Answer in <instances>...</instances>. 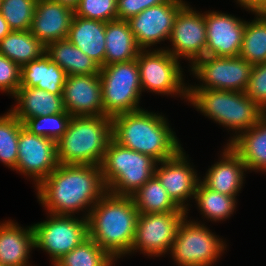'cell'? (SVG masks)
<instances>
[{"instance_id":"16","label":"cell","mask_w":266,"mask_h":266,"mask_svg":"<svg viewBox=\"0 0 266 266\" xmlns=\"http://www.w3.org/2000/svg\"><path fill=\"white\" fill-rule=\"evenodd\" d=\"M182 148L170 159L157 162L155 176L166 189L173 202L182 210L188 211V199H194L198 183L201 181L196 169ZM158 165H161L158 167Z\"/></svg>"},{"instance_id":"8","label":"cell","mask_w":266,"mask_h":266,"mask_svg":"<svg viewBox=\"0 0 266 266\" xmlns=\"http://www.w3.org/2000/svg\"><path fill=\"white\" fill-rule=\"evenodd\" d=\"M187 217L180 224L169 253L178 266H212L227 245L205 224Z\"/></svg>"},{"instance_id":"3","label":"cell","mask_w":266,"mask_h":266,"mask_svg":"<svg viewBox=\"0 0 266 266\" xmlns=\"http://www.w3.org/2000/svg\"><path fill=\"white\" fill-rule=\"evenodd\" d=\"M138 216L131 196L107 192L89 213L88 236L113 259L118 260L131 250Z\"/></svg>"},{"instance_id":"37","label":"cell","mask_w":266,"mask_h":266,"mask_svg":"<svg viewBox=\"0 0 266 266\" xmlns=\"http://www.w3.org/2000/svg\"><path fill=\"white\" fill-rule=\"evenodd\" d=\"M245 93L266 111V62L253 65Z\"/></svg>"},{"instance_id":"9","label":"cell","mask_w":266,"mask_h":266,"mask_svg":"<svg viewBox=\"0 0 266 266\" xmlns=\"http://www.w3.org/2000/svg\"><path fill=\"white\" fill-rule=\"evenodd\" d=\"M143 91L188 99L180 62L164 48L141 50L136 58Z\"/></svg>"},{"instance_id":"36","label":"cell","mask_w":266,"mask_h":266,"mask_svg":"<svg viewBox=\"0 0 266 266\" xmlns=\"http://www.w3.org/2000/svg\"><path fill=\"white\" fill-rule=\"evenodd\" d=\"M117 0H79L74 15L107 23L117 19Z\"/></svg>"},{"instance_id":"10","label":"cell","mask_w":266,"mask_h":266,"mask_svg":"<svg viewBox=\"0 0 266 266\" xmlns=\"http://www.w3.org/2000/svg\"><path fill=\"white\" fill-rule=\"evenodd\" d=\"M49 215L32 228L35 248L45 251L54 265L88 237V220L84 216Z\"/></svg>"},{"instance_id":"22","label":"cell","mask_w":266,"mask_h":266,"mask_svg":"<svg viewBox=\"0 0 266 266\" xmlns=\"http://www.w3.org/2000/svg\"><path fill=\"white\" fill-rule=\"evenodd\" d=\"M16 104L9 110L24 124L28 119L65 111L63 94H53L36 87L20 86L13 95Z\"/></svg>"},{"instance_id":"32","label":"cell","mask_w":266,"mask_h":266,"mask_svg":"<svg viewBox=\"0 0 266 266\" xmlns=\"http://www.w3.org/2000/svg\"><path fill=\"white\" fill-rule=\"evenodd\" d=\"M114 261L116 260L88 236L53 266H115Z\"/></svg>"},{"instance_id":"35","label":"cell","mask_w":266,"mask_h":266,"mask_svg":"<svg viewBox=\"0 0 266 266\" xmlns=\"http://www.w3.org/2000/svg\"><path fill=\"white\" fill-rule=\"evenodd\" d=\"M71 117L65 110L62 113L30 118L23 125L32 134L57 142L64 135Z\"/></svg>"},{"instance_id":"39","label":"cell","mask_w":266,"mask_h":266,"mask_svg":"<svg viewBox=\"0 0 266 266\" xmlns=\"http://www.w3.org/2000/svg\"><path fill=\"white\" fill-rule=\"evenodd\" d=\"M168 0H117V19L128 20L143 10L160 5Z\"/></svg>"},{"instance_id":"23","label":"cell","mask_w":266,"mask_h":266,"mask_svg":"<svg viewBox=\"0 0 266 266\" xmlns=\"http://www.w3.org/2000/svg\"><path fill=\"white\" fill-rule=\"evenodd\" d=\"M67 39L101 67L105 57V22L73 15Z\"/></svg>"},{"instance_id":"28","label":"cell","mask_w":266,"mask_h":266,"mask_svg":"<svg viewBox=\"0 0 266 266\" xmlns=\"http://www.w3.org/2000/svg\"><path fill=\"white\" fill-rule=\"evenodd\" d=\"M43 45L29 30L11 31L0 41V53L20 68L45 54Z\"/></svg>"},{"instance_id":"14","label":"cell","mask_w":266,"mask_h":266,"mask_svg":"<svg viewBox=\"0 0 266 266\" xmlns=\"http://www.w3.org/2000/svg\"><path fill=\"white\" fill-rule=\"evenodd\" d=\"M58 165L56 141L32 134L23 126L19 134L16 172L32 178L37 187Z\"/></svg>"},{"instance_id":"29","label":"cell","mask_w":266,"mask_h":266,"mask_svg":"<svg viewBox=\"0 0 266 266\" xmlns=\"http://www.w3.org/2000/svg\"><path fill=\"white\" fill-rule=\"evenodd\" d=\"M131 197L139 213L152 214L184 211L173 202L155 175Z\"/></svg>"},{"instance_id":"6","label":"cell","mask_w":266,"mask_h":266,"mask_svg":"<svg viewBox=\"0 0 266 266\" xmlns=\"http://www.w3.org/2000/svg\"><path fill=\"white\" fill-rule=\"evenodd\" d=\"M157 161L110 141L100 164L107 192L117 196H131L155 175Z\"/></svg>"},{"instance_id":"4","label":"cell","mask_w":266,"mask_h":266,"mask_svg":"<svg viewBox=\"0 0 266 266\" xmlns=\"http://www.w3.org/2000/svg\"><path fill=\"white\" fill-rule=\"evenodd\" d=\"M112 139V117H71L64 135L56 142L58 163L100 166Z\"/></svg>"},{"instance_id":"27","label":"cell","mask_w":266,"mask_h":266,"mask_svg":"<svg viewBox=\"0 0 266 266\" xmlns=\"http://www.w3.org/2000/svg\"><path fill=\"white\" fill-rule=\"evenodd\" d=\"M45 53L66 72L67 76L100 73L101 66L67 38L49 43Z\"/></svg>"},{"instance_id":"15","label":"cell","mask_w":266,"mask_h":266,"mask_svg":"<svg viewBox=\"0 0 266 266\" xmlns=\"http://www.w3.org/2000/svg\"><path fill=\"white\" fill-rule=\"evenodd\" d=\"M185 4L183 0H168L127 20L141 50H149L150 46L169 40L175 17Z\"/></svg>"},{"instance_id":"18","label":"cell","mask_w":266,"mask_h":266,"mask_svg":"<svg viewBox=\"0 0 266 266\" xmlns=\"http://www.w3.org/2000/svg\"><path fill=\"white\" fill-rule=\"evenodd\" d=\"M63 104L72 116H103L102 88L99 74L67 76Z\"/></svg>"},{"instance_id":"19","label":"cell","mask_w":266,"mask_h":266,"mask_svg":"<svg viewBox=\"0 0 266 266\" xmlns=\"http://www.w3.org/2000/svg\"><path fill=\"white\" fill-rule=\"evenodd\" d=\"M74 10L53 0H37L30 32L45 46L66 39Z\"/></svg>"},{"instance_id":"11","label":"cell","mask_w":266,"mask_h":266,"mask_svg":"<svg viewBox=\"0 0 266 266\" xmlns=\"http://www.w3.org/2000/svg\"><path fill=\"white\" fill-rule=\"evenodd\" d=\"M253 65L240 56L205 55L191 66L192 75L202 84L188 85V89H215L245 92Z\"/></svg>"},{"instance_id":"34","label":"cell","mask_w":266,"mask_h":266,"mask_svg":"<svg viewBox=\"0 0 266 266\" xmlns=\"http://www.w3.org/2000/svg\"><path fill=\"white\" fill-rule=\"evenodd\" d=\"M37 0H2L0 13L12 31L30 30Z\"/></svg>"},{"instance_id":"5","label":"cell","mask_w":266,"mask_h":266,"mask_svg":"<svg viewBox=\"0 0 266 266\" xmlns=\"http://www.w3.org/2000/svg\"><path fill=\"white\" fill-rule=\"evenodd\" d=\"M197 111L234 133L227 145L240 133L250 129L265 115L264 111L245 92L188 89V99Z\"/></svg>"},{"instance_id":"24","label":"cell","mask_w":266,"mask_h":266,"mask_svg":"<svg viewBox=\"0 0 266 266\" xmlns=\"http://www.w3.org/2000/svg\"><path fill=\"white\" fill-rule=\"evenodd\" d=\"M242 159L247 170L266 172V115L229 144Z\"/></svg>"},{"instance_id":"33","label":"cell","mask_w":266,"mask_h":266,"mask_svg":"<svg viewBox=\"0 0 266 266\" xmlns=\"http://www.w3.org/2000/svg\"><path fill=\"white\" fill-rule=\"evenodd\" d=\"M24 125L10 111L0 116V162L16 170L18 141Z\"/></svg>"},{"instance_id":"30","label":"cell","mask_w":266,"mask_h":266,"mask_svg":"<svg viewBox=\"0 0 266 266\" xmlns=\"http://www.w3.org/2000/svg\"><path fill=\"white\" fill-rule=\"evenodd\" d=\"M256 18L246 21L239 56L252 65L266 62V14L256 12Z\"/></svg>"},{"instance_id":"26","label":"cell","mask_w":266,"mask_h":266,"mask_svg":"<svg viewBox=\"0 0 266 266\" xmlns=\"http://www.w3.org/2000/svg\"><path fill=\"white\" fill-rule=\"evenodd\" d=\"M105 43L104 65L134 60L141 51L127 20L105 23Z\"/></svg>"},{"instance_id":"2","label":"cell","mask_w":266,"mask_h":266,"mask_svg":"<svg viewBox=\"0 0 266 266\" xmlns=\"http://www.w3.org/2000/svg\"><path fill=\"white\" fill-rule=\"evenodd\" d=\"M166 119L143 108L117 114L112 117L113 140L157 162L170 159L183 147Z\"/></svg>"},{"instance_id":"21","label":"cell","mask_w":266,"mask_h":266,"mask_svg":"<svg viewBox=\"0 0 266 266\" xmlns=\"http://www.w3.org/2000/svg\"><path fill=\"white\" fill-rule=\"evenodd\" d=\"M32 248H35L32 225L24 228L11 220L0 224L1 265L30 266L28 259Z\"/></svg>"},{"instance_id":"40","label":"cell","mask_w":266,"mask_h":266,"mask_svg":"<svg viewBox=\"0 0 266 266\" xmlns=\"http://www.w3.org/2000/svg\"><path fill=\"white\" fill-rule=\"evenodd\" d=\"M236 2L249 12H263L266 9V0H236Z\"/></svg>"},{"instance_id":"13","label":"cell","mask_w":266,"mask_h":266,"mask_svg":"<svg viewBox=\"0 0 266 266\" xmlns=\"http://www.w3.org/2000/svg\"><path fill=\"white\" fill-rule=\"evenodd\" d=\"M186 3L177 13L169 41L172 48H166L178 60L187 58L192 65L205 56L207 46L205 12L193 10Z\"/></svg>"},{"instance_id":"20","label":"cell","mask_w":266,"mask_h":266,"mask_svg":"<svg viewBox=\"0 0 266 266\" xmlns=\"http://www.w3.org/2000/svg\"><path fill=\"white\" fill-rule=\"evenodd\" d=\"M219 162L214 163L201 182L210 190L236 197L243 187L244 172L248 171L242 159L231 149L224 146ZM203 180V181H202Z\"/></svg>"},{"instance_id":"1","label":"cell","mask_w":266,"mask_h":266,"mask_svg":"<svg viewBox=\"0 0 266 266\" xmlns=\"http://www.w3.org/2000/svg\"><path fill=\"white\" fill-rule=\"evenodd\" d=\"M35 188L38 201L48 214L74 216V213L88 208L85 218L107 193L98 165L59 164Z\"/></svg>"},{"instance_id":"38","label":"cell","mask_w":266,"mask_h":266,"mask_svg":"<svg viewBox=\"0 0 266 266\" xmlns=\"http://www.w3.org/2000/svg\"><path fill=\"white\" fill-rule=\"evenodd\" d=\"M21 68L0 53V91L14 95L20 87Z\"/></svg>"},{"instance_id":"42","label":"cell","mask_w":266,"mask_h":266,"mask_svg":"<svg viewBox=\"0 0 266 266\" xmlns=\"http://www.w3.org/2000/svg\"><path fill=\"white\" fill-rule=\"evenodd\" d=\"M55 2H58L60 4L66 5L70 8H72L73 10L77 7L79 0H53Z\"/></svg>"},{"instance_id":"7","label":"cell","mask_w":266,"mask_h":266,"mask_svg":"<svg viewBox=\"0 0 266 266\" xmlns=\"http://www.w3.org/2000/svg\"><path fill=\"white\" fill-rule=\"evenodd\" d=\"M99 75L105 116L113 117L141 109L142 88L136 59L104 65Z\"/></svg>"},{"instance_id":"31","label":"cell","mask_w":266,"mask_h":266,"mask_svg":"<svg viewBox=\"0 0 266 266\" xmlns=\"http://www.w3.org/2000/svg\"><path fill=\"white\" fill-rule=\"evenodd\" d=\"M200 214L209 221H223L236 210L237 197L221 194L207 188L201 181L198 183L194 196Z\"/></svg>"},{"instance_id":"41","label":"cell","mask_w":266,"mask_h":266,"mask_svg":"<svg viewBox=\"0 0 266 266\" xmlns=\"http://www.w3.org/2000/svg\"><path fill=\"white\" fill-rule=\"evenodd\" d=\"M12 30L10 29L7 21L3 18L0 13V41L8 35Z\"/></svg>"},{"instance_id":"17","label":"cell","mask_w":266,"mask_h":266,"mask_svg":"<svg viewBox=\"0 0 266 266\" xmlns=\"http://www.w3.org/2000/svg\"><path fill=\"white\" fill-rule=\"evenodd\" d=\"M207 12H205L207 36L205 55L221 57L239 56L246 21L232 14H225L219 11Z\"/></svg>"},{"instance_id":"12","label":"cell","mask_w":266,"mask_h":266,"mask_svg":"<svg viewBox=\"0 0 266 266\" xmlns=\"http://www.w3.org/2000/svg\"><path fill=\"white\" fill-rule=\"evenodd\" d=\"M187 215L188 212L185 210L152 214L139 213L135 239L128 254L140 251L148 257H160L170 252L179 226Z\"/></svg>"},{"instance_id":"25","label":"cell","mask_w":266,"mask_h":266,"mask_svg":"<svg viewBox=\"0 0 266 266\" xmlns=\"http://www.w3.org/2000/svg\"><path fill=\"white\" fill-rule=\"evenodd\" d=\"M67 74L45 53L21 67L20 86L36 87L53 94H63Z\"/></svg>"}]
</instances>
